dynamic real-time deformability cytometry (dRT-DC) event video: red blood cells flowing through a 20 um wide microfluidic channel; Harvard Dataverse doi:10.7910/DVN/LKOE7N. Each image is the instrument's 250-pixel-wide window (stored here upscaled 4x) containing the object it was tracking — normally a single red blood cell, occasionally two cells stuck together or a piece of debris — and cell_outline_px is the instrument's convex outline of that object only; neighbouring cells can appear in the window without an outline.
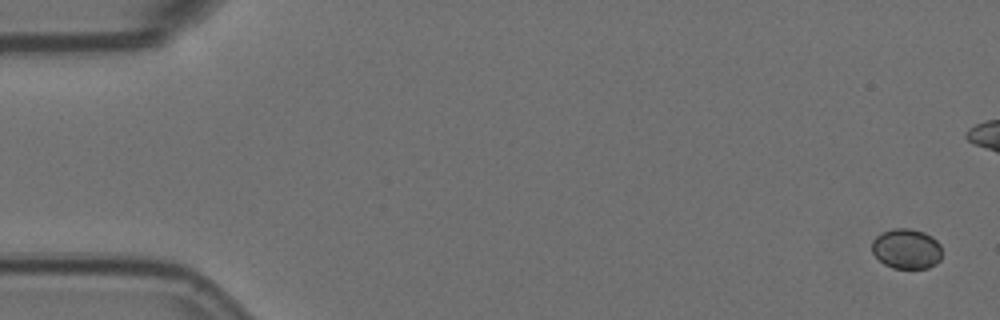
{"species": "Egyptian fruit bat (a non-hibernating species)", "species_latin": "Rousettus aegyptiacus", "temperature_condition": "room temperature", "stored_images_in_passage": 13, "camera_frame_rate_fps": 3000, "um_per_image_px": 0.085, "animal": {"sex": "female"}, "frame": {"image": 1, "passage_image": 1, "time_ms": 0.0, "image_size_px": [1000, 320], "cell_outline_px": [[940, 260], [936, 264], [928, 268], [892, 268], [884, 264], [872, 252], [872, 240], [880, 232], [892, 228], [908, 228], [924, 232], [932, 236], [940, 244]], "centroid_in_image_um": [77.04, 21.13], "position_along_channel_um": 8.0, "area_um2": 16.47}}
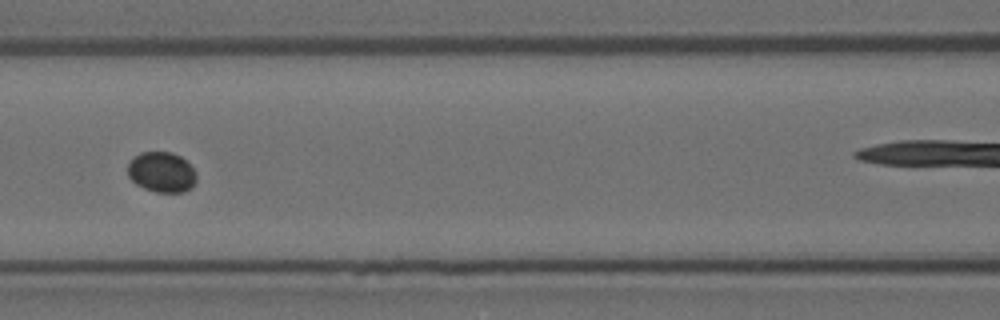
{"frame": {"image": 2, "passage_image": 8, "time_ms": 2.333, "image_size_px": [1000, 320], "cell_outline_px": [[196, 180], [192, 188], [184, 192], [156, 192], [144, 188], [136, 184], [128, 176], [128, 164], [132, 156], [140, 152], [172, 152], [180, 156], [196, 172]], "centroid_in_image_um": [13.72, 14.63], "position_along_channel_um": 152.9, "area_um2": 16.24}}
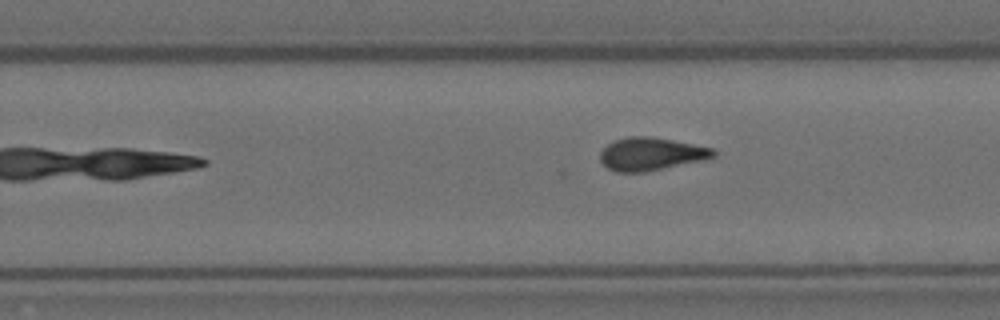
{"frame": {"image": 3, "passage_image": 13, "time_ms": 4.0, "image_size_px": [1000, 320], "cell_outline_px": [[716, 156], [700, 160], [644, 172], [616, 172], [608, 168], [600, 160], [600, 152], [608, 144], [616, 140], [628, 136], [648, 136], [672, 140], [712, 148], [716, 152]], "centroid_in_image_um": [55.3, 13.08], "position_along_channel_um": 274.5, "area_um2": 21.27}}